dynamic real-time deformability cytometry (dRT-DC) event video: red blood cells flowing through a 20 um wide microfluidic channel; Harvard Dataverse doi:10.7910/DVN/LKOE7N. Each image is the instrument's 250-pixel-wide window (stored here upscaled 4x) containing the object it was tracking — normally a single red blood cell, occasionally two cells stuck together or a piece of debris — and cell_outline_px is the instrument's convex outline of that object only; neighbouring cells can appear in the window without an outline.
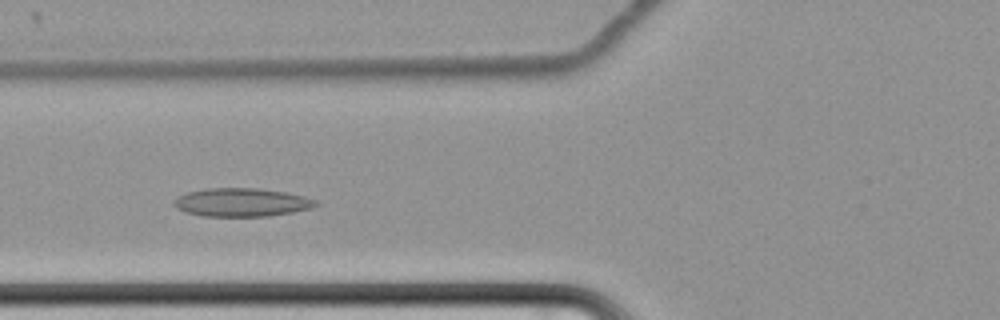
{"species": "common noctule bat (a hibernating species)", "species_latin": "Nyctalus noctula", "temperature_condition": "cold", "stored_images_in_passage": 57, "camera_frame_rate_fps": 3000, "um_per_image_px": 0.085, "animal": {"sex": "female", "body_mass_g": 22.7, "forearm_length_mm": 54.2}, "frame": {"image": 1, "passage_image": 20, "time_ms": 6.333, "image_size_px": [1000, 320], "cell_outline_px": [[320, 204], [312, 208], [292, 212], [268, 216], [204, 216], [188, 212], [176, 208], [172, 204], [172, 200], [188, 192], [204, 188], [256, 188], [284, 192], [304, 196], [316, 200]], "centroid_in_image_um": [20.54, 17.19], "position_along_channel_um": 105.3, "area_um2": 23.41}}
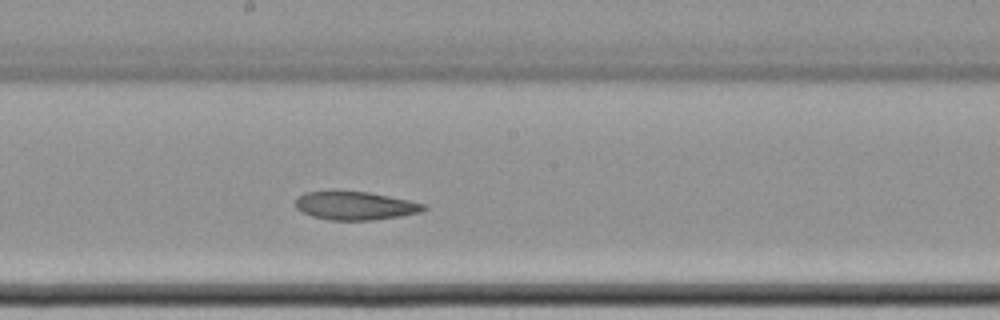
{"frame": {"image": 2, "passage_image": 30, "time_ms": 9.667, "image_size_px": [1000, 320], "cell_outline_px": [[428, 208], [420, 212], [400, 216], [372, 220], [332, 220], [312, 216], [296, 208], [296, 196], [304, 192], [332, 188], [368, 192], [408, 200], [424, 204]], "centroid_in_image_um": [30.12, 17.44], "position_along_channel_um": 218.1, "area_um2": 21.73}}
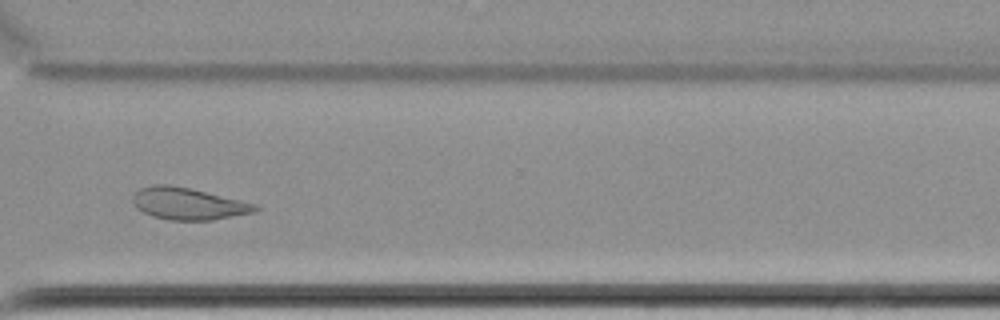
{"frame": {"image": 3, "passage_image": 42, "time_ms": 13.667, "image_size_px": [1000, 320], "cell_outline_px": [[260, 208], [252, 212], [212, 220], [168, 220], [152, 216], [136, 208], [132, 200], [132, 196], [140, 188], [156, 184], [168, 184], [188, 188], [256, 204]], "centroid_in_image_um": [15.94, 17.32], "position_along_channel_um": 354.7, "area_um2": 22.43}, "authors_computed_cell_mechanics": {"area_um2": 24.276, "velocity_mm_per_s": 3.3916, "shape_relaxation_time_tau1_ms": null, "shape_relaxation_time_tau2_ms": 7.9807, "deformation_change_tau1": null, "deformation_change_tau2": 0.1194}}